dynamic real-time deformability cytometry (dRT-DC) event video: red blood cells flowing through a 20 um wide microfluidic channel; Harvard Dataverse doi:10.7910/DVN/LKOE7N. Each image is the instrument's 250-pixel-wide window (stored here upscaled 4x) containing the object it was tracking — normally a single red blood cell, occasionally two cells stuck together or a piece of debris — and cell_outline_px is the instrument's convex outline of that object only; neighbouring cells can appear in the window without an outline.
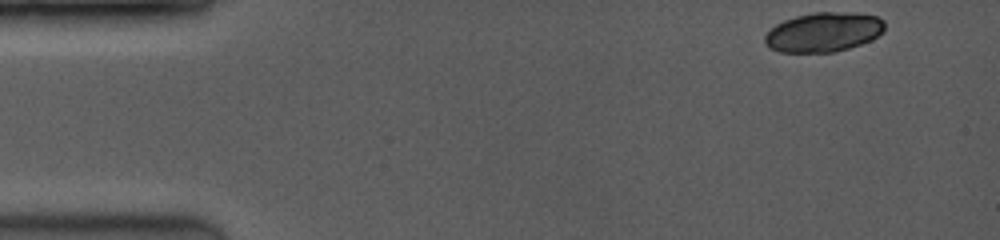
{"species": "common noctule bat (a hibernating species)", "species_latin": "Nyctalus noctula", "temperature_condition": "room temperature", "stored_images_in_passage": 18, "camera_frame_rate_fps": 3500, "um_per_image_px": 0.085, "animal": {"sex": "female", "body_mass_g": 19.0, "forearm_length_mm": 53.3}, "frame": {"image": 1, "passage_image": 1, "time_ms": 0.0, "image_size_px": [1000, 240], "cell_outline_px": [[884, 32], [872, 40], [848, 48], [832, 52], [780, 52], [768, 48], [764, 44], [764, 36], [776, 24], [784, 20], [796, 16], [812, 12], [856, 12], [876, 16], [884, 20]], "centroid_in_image_um": [70.0, 2.72], "position_along_channel_um": 15.0, "area_um2": 27.8}}
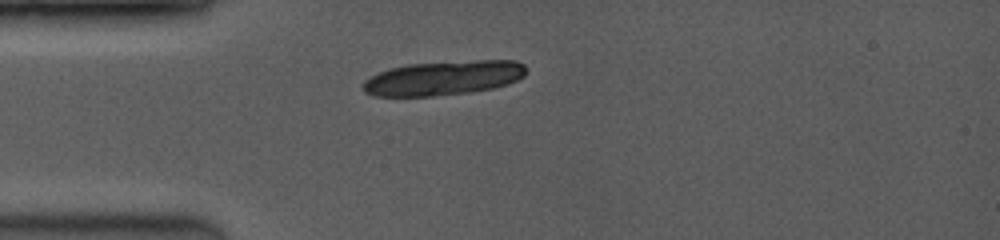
{"frame": {"image": 2, "passage_image": 17, "time_ms": 3.143, "image_size_px": [1000, 240], "cell_outline_px": [[524, 76], [508, 84], [492, 88], [468, 92], [432, 96], [376, 96], [364, 92], [360, 84], [364, 80], [380, 72], [392, 68], [408, 64], [476, 60], [516, 60], [524, 64]], "centroid_in_image_um": [37.67, 6.63], "position_along_channel_um": 47.3, "area_um2": 32.54}}